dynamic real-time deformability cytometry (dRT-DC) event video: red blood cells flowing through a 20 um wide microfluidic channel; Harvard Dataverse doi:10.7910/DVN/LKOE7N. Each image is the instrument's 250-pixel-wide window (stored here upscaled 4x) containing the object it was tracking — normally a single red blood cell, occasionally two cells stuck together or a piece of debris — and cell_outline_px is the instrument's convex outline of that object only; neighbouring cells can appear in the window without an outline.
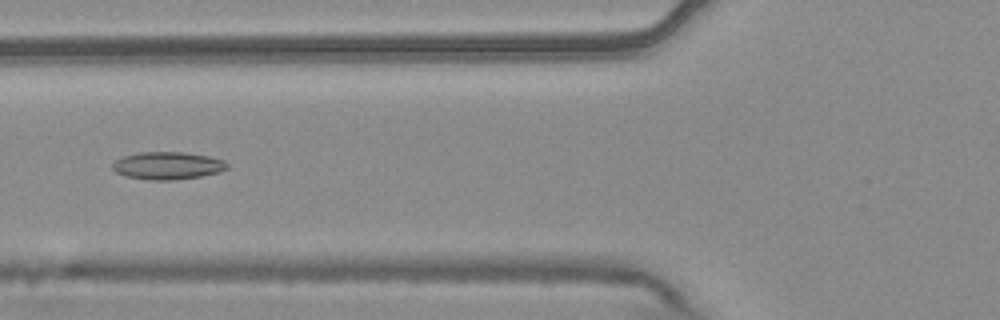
{"species": "common noctule bat (a hibernating species)", "species_latin": "Nyctalus noctula", "temperature_condition": "warm", "stored_images_in_passage": 5, "camera_frame_rate_fps": 3000, "um_per_image_px": 0.085, "animal": {"sex": "male", "body_mass_g": 20.4}, "frame": {"image": 1, "passage_image": 4, "time_ms": 1.0, "image_size_px": [1000, 320], "cell_outline_px": [[228, 168], [220, 172], [200, 176], [176, 180], [148, 180], [124, 176], [116, 172], [112, 168], [112, 164], [120, 156], [140, 152], [184, 152], [208, 156], [224, 160], [228, 164]], "centroid_in_image_um": [14.23, 14.08], "position_along_channel_um": 111.6, "area_um2": 18.61}}
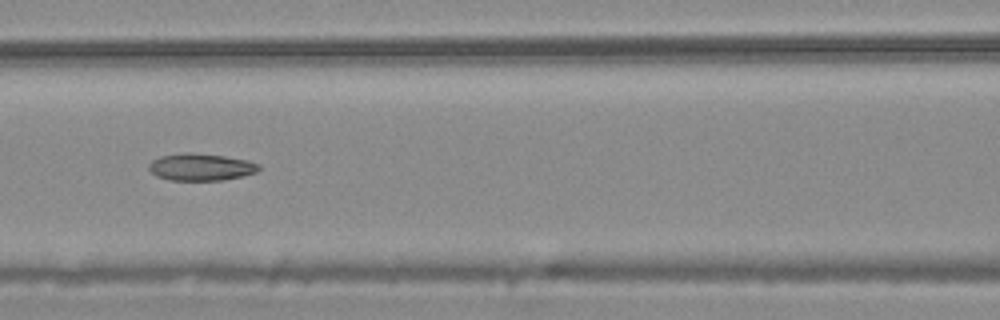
{"frame": {"image": 2, "passage_image": 5, "time_ms": 1.333, "image_size_px": [1000, 320], "cell_outline_px": [[260, 168], [256, 172], [244, 176], [224, 180], [168, 180], [156, 176], [148, 168], [148, 164], [152, 160], [160, 156], [188, 152], [224, 156], [248, 160], [260, 164]], "centroid_in_image_um": [17.08, 14.2], "position_along_channel_um": 149.5, "area_um2": 17.46}}